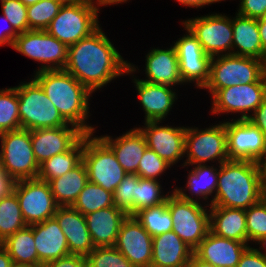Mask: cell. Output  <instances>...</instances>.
<instances>
[{
    "instance_id": "obj_27",
    "label": "cell",
    "mask_w": 266,
    "mask_h": 267,
    "mask_svg": "<svg viewBox=\"0 0 266 267\" xmlns=\"http://www.w3.org/2000/svg\"><path fill=\"white\" fill-rule=\"evenodd\" d=\"M127 216L115 205L85 215L93 245L95 247L115 246L121 224Z\"/></svg>"
},
{
    "instance_id": "obj_22",
    "label": "cell",
    "mask_w": 266,
    "mask_h": 267,
    "mask_svg": "<svg viewBox=\"0 0 266 267\" xmlns=\"http://www.w3.org/2000/svg\"><path fill=\"white\" fill-rule=\"evenodd\" d=\"M188 170L185 187H174L183 200L198 202L211 207L218 184L219 165H196ZM188 192V193H187ZM207 203V204H206Z\"/></svg>"
},
{
    "instance_id": "obj_2",
    "label": "cell",
    "mask_w": 266,
    "mask_h": 267,
    "mask_svg": "<svg viewBox=\"0 0 266 267\" xmlns=\"http://www.w3.org/2000/svg\"><path fill=\"white\" fill-rule=\"evenodd\" d=\"M33 74L32 78L69 124L79 127L86 134H96L95 125L89 123L92 92L65 70Z\"/></svg>"
},
{
    "instance_id": "obj_14",
    "label": "cell",
    "mask_w": 266,
    "mask_h": 267,
    "mask_svg": "<svg viewBox=\"0 0 266 267\" xmlns=\"http://www.w3.org/2000/svg\"><path fill=\"white\" fill-rule=\"evenodd\" d=\"M14 193L27 225L41 223L54 217L58 205L47 181L39 178L18 180Z\"/></svg>"
},
{
    "instance_id": "obj_60",
    "label": "cell",
    "mask_w": 266,
    "mask_h": 267,
    "mask_svg": "<svg viewBox=\"0 0 266 267\" xmlns=\"http://www.w3.org/2000/svg\"><path fill=\"white\" fill-rule=\"evenodd\" d=\"M24 5L26 6H30V5H33L35 3H37L38 1L40 0H20Z\"/></svg>"
},
{
    "instance_id": "obj_11",
    "label": "cell",
    "mask_w": 266,
    "mask_h": 267,
    "mask_svg": "<svg viewBox=\"0 0 266 267\" xmlns=\"http://www.w3.org/2000/svg\"><path fill=\"white\" fill-rule=\"evenodd\" d=\"M12 49L41 66L34 72L64 70L68 47L45 30H28L14 40Z\"/></svg>"
},
{
    "instance_id": "obj_15",
    "label": "cell",
    "mask_w": 266,
    "mask_h": 267,
    "mask_svg": "<svg viewBox=\"0 0 266 267\" xmlns=\"http://www.w3.org/2000/svg\"><path fill=\"white\" fill-rule=\"evenodd\" d=\"M140 73L138 65L129 61V69L126 75H130L134 83L139 104L144 112V121H166L165 119L173 111L178 99V88L164 85L153 84L141 80L135 75ZM177 89V90H176Z\"/></svg>"
},
{
    "instance_id": "obj_42",
    "label": "cell",
    "mask_w": 266,
    "mask_h": 267,
    "mask_svg": "<svg viewBox=\"0 0 266 267\" xmlns=\"http://www.w3.org/2000/svg\"><path fill=\"white\" fill-rule=\"evenodd\" d=\"M170 166L164 159L160 158L153 150L146 148L143 157L139 162L137 175L143 179L160 180Z\"/></svg>"
},
{
    "instance_id": "obj_7",
    "label": "cell",
    "mask_w": 266,
    "mask_h": 267,
    "mask_svg": "<svg viewBox=\"0 0 266 267\" xmlns=\"http://www.w3.org/2000/svg\"><path fill=\"white\" fill-rule=\"evenodd\" d=\"M19 100V116L22 129L35 130L67 126L40 85L31 77L15 86Z\"/></svg>"
},
{
    "instance_id": "obj_59",
    "label": "cell",
    "mask_w": 266,
    "mask_h": 267,
    "mask_svg": "<svg viewBox=\"0 0 266 267\" xmlns=\"http://www.w3.org/2000/svg\"><path fill=\"white\" fill-rule=\"evenodd\" d=\"M56 2L60 3L61 5H69V4H74L77 2H81L83 0H55Z\"/></svg>"
},
{
    "instance_id": "obj_9",
    "label": "cell",
    "mask_w": 266,
    "mask_h": 267,
    "mask_svg": "<svg viewBox=\"0 0 266 267\" xmlns=\"http://www.w3.org/2000/svg\"><path fill=\"white\" fill-rule=\"evenodd\" d=\"M266 98V76L249 84H239L217 90L210 103L212 115H234L229 120H246L261 105ZM233 113V114H232ZM238 114V115H237ZM236 117V118H235Z\"/></svg>"
},
{
    "instance_id": "obj_5",
    "label": "cell",
    "mask_w": 266,
    "mask_h": 267,
    "mask_svg": "<svg viewBox=\"0 0 266 267\" xmlns=\"http://www.w3.org/2000/svg\"><path fill=\"white\" fill-rule=\"evenodd\" d=\"M184 167L220 165L229 160L227 154L225 118L206 128L187 126L184 148Z\"/></svg>"
},
{
    "instance_id": "obj_32",
    "label": "cell",
    "mask_w": 266,
    "mask_h": 267,
    "mask_svg": "<svg viewBox=\"0 0 266 267\" xmlns=\"http://www.w3.org/2000/svg\"><path fill=\"white\" fill-rule=\"evenodd\" d=\"M84 150V136L68 151L52 156L39 166L38 177L49 182L61 177L82 162Z\"/></svg>"
},
{
    "instance_id": "obj_53",
    "label": "cell",
    "mask_w": 266,
    "mask_h": 267,
    "mask_svg": "<svg viewBox=\"0 0 266 267\" xmlns=\"http://www.w3.org/2000/svg\"><path fill=\"white\" fill-rule=\"evenodd\" d=\"M13 261L9 253L0 245V267H12Z\"/></svg>"
},
{
    "instance_id": "obj_50",
    "label": "cell",
    "mask_w": 266,
    "mask_h": 267,
    "mask_svg": "<svg viewBox=\"0 0 266 267\" xmlns=\"http://www.w3.org/2000/svg\"><path fill=\"white\" fill-rule=\"evenodd\" d=\"M16 182L5 170L0 174V200L14 192Z\"/></svg>"
},
{
    "instance_id": "obj_4",
    "label": "cell",
    "mask_w": 266,
    "mask_h": 267,
    "mask_svg": "<svg viewBox=\"0 0 266 267\" xmlns=\"http://www.w3.org/2000/svg\"><path fill=\"white\" fill-rule=\"evenodd\" d=\"M100 10L94 0L62 5L45 31L69 47L101 26Z\"/></svg>"
},
{
    "instance_id": "obj_58",
    "label": "cell",
    "mask_w": 266,
    "mask_h": 267,
    "mask_svg": "<svg viewBox=\"0 0 266 267\" xmlns=\"http://www.w3.org/2000/svg\"><path fill=\"white\" fill-rule=\"evenodd\" d=\"M12 267H43V264H19V263H13Z\"/></svg>"
},
{
    "instance_id": "obj_1",
    "label": "cell",
    "mask_w": 266,
    "mask_h": 267,
    "mask_svg": "<svg viewBox=\"0 0 266 267\" xmlns=\"http://www.w3.org/2000/svg\"><path fill=\"white\" fill-rule=\"evenodd\" d=\"M121 55L101 26L68 47L64 70L95 93L111 81L127 76L129 61Z\"/></svg>"
},
{
    "instance_id": "obj_3",
    "label": "cell",
    "mask_w": 266,
    "mask_h": 267,
    "mask_svg": "<svg viewBox=\"0 0 266 267\" xmlns=\"http://www.w3.org/2000/svg\"><path fill=\"white\" fill-rule=\"evenodd\" d=\"M266 195L258 162L227 160L219 165L211 206L248 209Z\"/></svg>"
},
{
    "instance_id": "obj_51",
    "label": "cell",
    "mask_w": 266,
    "mask_h": 267,
    "mask_svg": "<svg viewBox=\"0 0 266 267\" xmlns=\"http://www.w3.org/2000/svg\"><path fill=\"white\" fill-rule=\"evenodd\" d=\"M180 5H184L186 8L191 7L194 9L203 8L210 5V0H175Z\"/></svg>"
},
{
    "instance_id": "obj_54",
    "label": "cell",
    "mask_w": 266,
    "mask_h": 267,
    "mask_svg": "<svg viewBox=\"0 0 266 267\" xmlns=\"http://www.w3.org/2000/svg\"><path fill=\"white\" fill-rule=\"evenodd\" d=\"M95 3L97 4V6L99 7V9L103 6V7H108L112 6V5H118V4H124V3H129L130 0H94Z\"/></svg>"
},
{
    "instance_id": "obj_25",
    "label": "cell",
    "mask_w": 266,
    "mask_h": 267,
    "mask_svg": "<svg viewBox=\"0 0 266 267\" xmlns=\"http://www.w3.org/2000/svg\"><path fill=\"white\" fill-rule=\"evenodd\" d=\"M54 218L65 234L70 254L87 257L95 246L85 216L72 206H58Z\"/></svg>"
},
{
    "instance_id": "obj_48",
    "label": "cell",
    "mask_w": 266,
    "mask_h": 267,
    "mask_svg": "<svg viewBox=\"0 0 266 267\" xmlns=\"http://www.w3.org/2000/svg\"><path fill=\"white\" fill-rule=\"evenodd\" d=\"M248 120L266 136V98Z\"/></svg>"
},
{
    "instance_id": "obj_41",
    "label": "cell",
    "mask_w": 266,
    "mask_h": 267,
    "mask_svg": "<svg viewBox=\"0 0 266 267\" xmlns=\"http://www.w3.org/2000/svg\"><path fill=\"white\" fill-rule=\"evenodd\" d=\"M87 267H135L115 247H95L86 257Z\"/></svg>"
},
{
    "instance_id": "obj_31",
    "label": "cell",
    "mask_w": 266,
    "mask_h": 267,
    "mask_svg": "<svg viewBox=\"0 0 266 267\" xmlns=\"http://www.w3.org/2000/svg\"><path fill=\"white\" fill-rule=\"evenodd\" d=\"M87 182V170L82 161L68 173L48 183L58 206H72Z\"/></svg>"
},
{
    "instance_id": "obj_35",
    "label": "cell",
    "mask_w": 266,
    "mask_h": 267,
    "mask_svg": "<svg viewBox=\"0 0 266 267\" xmlns=\"http://www.w3.org/2000/svg\"><path fill=\"white\" fill-rule=\"evenodd\" d=\"M114 206L113 193L100 185L87 182L72 207L84 216L102 208Z\"/></svg>"
},
{
    "instance_id": "obj_33",
    "label": "cell",
    "mask_w": 266,
    "mask_h": 267,
    "mask_svg": "<svg viewBox=\"0 0 266 267\" xmlns=\"http://www.w3.org/2000/svg\"><path fill=\"white\" fill-rule=\"evenodd\" d=\"M0 245L9 253L13 263L41 264L33 237V225L17 230L7 237Z\"/></svg>"
},
{
    "instance_id": "obj_62",
    "label": "cell",
    "mask_w": 266,
    "mask_h": 267,
    "mask_svg": "<svg viewBox=\"0 0 266 267\" xmlns=\"http://www.w3.org/2000/svg\"><path fill=\"white\" fill-rule=\"evenodd\" d=\"M4 171V167H3V160H2V155L0 152V174Z\"/></svg>"
},
{
    "instance_id": "obj_49",
    "label": "cell",
    "mask_w": 266,
    "mask_h": 267,
    "mask_svg": "<svg viewBox=\"0 0 266 267\" xmlns=\"http://www.w3.org/2000/svg\"><path fill=\"white\" fill-rule=\"evenodd\" d=\"M0 20L5 21L8 25L7 28L1 29L0 32V47L2 46H9L12 48L14 40L19 35L13 26L10 24V22L7 20V18L3 15Z\"/></svg>"
},
{
    "instance_id": "obj_43",
    "label": "cell",
    "mask_w": 266,
    "mask_h": 267,
    "mask_svg": "<svg viewBox=\"0 0 266 267\" xmlns=\"http://www.w3.org/2000/svg\"><path fill=\"white\" fill-rule=\"evenodd\" d=\"M133 197H136V174H127L113 193L114 205L133 216Z\"/></svg>"
},
{
    "instance_id": "obj_55",
    "label": "cell",
    "mask_w": 266,
    "mask_h": 267,
    "mask_svg": "<svg viewBox=\"0 0 266 267\" xmlns=\"http://www.w3.org/2000/svg\"><path fill=\"white\" fill-rule=\"evenodd\" d=\"M258 163L260 166L262 185H263V188L266 192V153L264 154L263 158Z\"/></svg>"
},
{
    "instance_id": "obj_61",
    "label": "cell",
    "mask_w": 266,
    "mask_h": 267,
    "mask_svg": "<svg viewBox=\"0 0 266 267\" xmlns=\"http://www.w3.org/2000/svg\"><path fill=\"white\" fill-rule=\"evenodd\" d=\"M258 23H266V12L258 19Z\"/></svg>"
},
{
    "instance_id": "obj_40",
    "label": "cell",
    "mask_w": 266,
    "mask_h": 267,
    "mask_svg": "<svg viewBox=\"0 0 266 267\" xmlns=\"http://www.w3.org/2000/svg\"><path fill=\"white\" fill-rule=\"evenodd\" d=\"M61 7L55 0H40L27 6L29 30H45Z\"/></svg>"
},
{
    "instance_id": "obj_38",
    "label": "cell",
    "mask_w": 266,
    "mask_h": 267,
    "mask_svg": "<svg viewBox=\"0 0 266 267\" xmlns=\"http://www.w3.org/2000/svg\"><path fill=\"white\" fill-rule=\"evenodd\" d=\"M21 129L19 100L15 86L0 89V134Z\"/></svg>"
},
{
    "instance_id": "obj_10",
    "label": "cell",
    "mask_w": 266,
    "mask_h": 267,
    "mask_svg": "<svg viewBox=\"0 0 266 267\" xmlns=\"http://www.w3.org/2000/svg\"><path fill=\"white\" fill-rule=\"evenodd\" d=\"M166 202L172 217V230L194 250L210 231L209 207L183 200L173 191Z\"/></svg>"
},
{
    "instance_id": "obj_26",
    "label": "cell",
    "mask_w": 266,
    "mask_h": 267,
    "mask_svg": "<svg viewBox=\"0 0 266 267\" xmlns=\"http://www.w3.org/2000/svg\"><path fill=\"white\" fill-rule=\"evenodd\" d=\"M33 237L41 264L70 254L65 234L54 217L33 224Z\"/></svg>"
},
{
    "instance_id": "obj_13",
    "label": "cell",
    "mask_w": 266,
    "mask_h": 267,
    "mask_svg": "<svg viewBox=\"0 0 266 267\" xmlns=\"http://www.w3.org/2000/svg\"><path fill=\"white\" fill-rule=\"evenodd\" d=\"M0 152L4 170L16 181L38 177L40 165L33 152L29 130L21 128L1 133Z\"/></svg>"
},
{
    "instance_id": "obj_46",
    "label": "cell",
    "mask_w": 266,
    "mask_h": 267,
    "mask_svg": "<svg viewBox=\"0 0 266 267\" xmlns=\"http://www.w3.org/2000/svg\"><path fill=\"white\" fill-rule=\"evenodd\" d=\"M237 267H266V258L256 246H249L241 255Z\"/></svg>"
},
{
    "instance_id": "obj_57",
    "label": "cell",
    "mask_w": 266,
    "mask_h": 267,
    "mask_svg": "<svg viewBox=\"0 0 266 267\" xmlns=\"http://www.w3.org/2000/svg\"><path fill=\"white\" fill-rule=\"evenodd\" d=\"M256 245L258 250L263 254V256L266 258V237H264L261 241H259ZM264 250V251H263Z\"/></svg>"
},
{
    "instance_id": "obj_30",
    "label": "cell",
    "mask_w": 266,
    "mask_h": 267,
    "mask_svg": "<svg viewBox=\"0 0 266 267\" xmlns=\"http://www.w3.org/2000/svg\"><path fill=\"white\" fill-rule=\"evenodd\" d=\"M209 213L212 233L248 244L245 209L211 206Z\"/></svg>"
},
{
    "instance_id": "obj_23",
    "label": "cell",
    "mask_w": 266,
    "mask_h": 267,
    "mask_svg": "<svg viewBox=\"0 0 266 267\" xmlns=\"http://www.w3.org/2000/svg\"><path fill=\"white\" fill-rule=\"evenodd\" d=\"M248 247L244 242L222 238L209 231L193 253L215 267H237L241 255Z\"/></svg>"
},
{
    "instance_id": "obj_17",
    "label": "cell",
    "mask_w": 266,
    "mask_h": 267,
    "mask_svg": "<svg viewBox=\"0 0 266 267\" xmlns=\"http://www.w3.org/2000/svg\"><path fill=\"white\" fill-rule=\"evenodd\" d=\"M225 129L229 160L259 162L263 158L266 153V136L248 119H226Z\"/></svg>"
},
{
    "instance_id": "obj_34",
    "label": "cell",
    "mask_w": 266,
    "mask_h": 267,
    "mask_svg": "<svg viewBox=\"0 0 266 267\" xmlns=\"http://www.w3.org/2000/svg\"><path fill=\"white\" fill-rule=\"evenodd\" d=\"M133 216L152 237L172 231L173 222L166 201L156 206L143 208Z\"/></svg>"
},
{
    "instance_id": "obj_21",
    "label": "cell",
    "mask_w": 266,
    "mask_h": 267,
    "mask_svg": "<svg viewBox=\"0 0 266 267\" xmlns=\"http://www.w3.org/2000/svg\"><path fill=\"white\" fill-rule=\"evenodd\" d=\"M151 48L145 55V67L141 72H145L143 73L145 78L143 77L141 80L172 87L184 85L179 72L178 56L174 45L172 44L165 49L162 47Z\"/></svg>"
},
{
    "instance_id": "obj_20",
    "label": "cell",
    "mask_w": 266,
    "mask_h": 267,
    "mask_svg": "<svg viewBox=\"0 0 266 267\" xmlns=\"http://www.w3.org/2000/svg\"><path fill=\"white\" fill-rule=\"evenodd\" d=\"M85 134L83 130L73 124L30 130L37 163L40 165L52 156L70 150Z\"/></svg>"
},
{
    "instance_id": "obj_29",
    "label": "cell",
    "mask_w": 266,
    "mask_h": 267,
    "mask_svg": "<svg viewBox=\"0 0 266 267\" xmlns=\"http://www.w3.org/2000/svg\"><path fill=\"white\" fill-rule=\"evenodd\" d=\"M236 15V16H235ZM232 17V54L266 61L258 29V19L235 13Z\"/></svg>"
},
{
    "instance_id": "obj_45",
    "label": "cell",
    "mask_w": 266,
    "mask_h": 267,
    "mask_svg": "<svg viewBox=\"0 0 266 267\" xmlns=\"http://www.w3.org/2000/svg\"><path fill=\"white\" fill-rule=\"evenodd\" d=\"M237 12L239 15L260 19L266 12V0H240Z\"/></svg>"
},
{
    "instance_id": "obj_28",
    "label": "cell",
    "mask_w": 266,
    "mask_h": 267,
    "mask_svg": "<svg viewBox=\"0 0 266 267\" xmlns=\"http://www.w3.org/2000/svg\"><path fill=\"white\" fill-rule=\"evenodd\" d=\"M193 249L173 230L153 237L150 267H185Z\"/></svg>"
},
{
    "instance_id": "obj_18",
    "label": "cell",
    "mask_w": 266,
    "mask_h": 267,
    "mask_svg": "<svg viewBox=\"0 0 266 267\" xmlns=\"http://www.w3.org/2000/svg\"><path fill=\"white\" fill-rule=\"evenodd\" d=\"M138 126L146 139L147 148L153 150L160 158L164 159L174 168L178 162L184 168V148L187 126H171L164 121L142 122Z\"/></svg>"
},
{
    "instance_id": "obj_8",
    "label": "cell",
    "mask_w": 266,
    "mask_h": 267,
    "mask_svg": "<svg viewBox=\"0 0 266 267\" xmlns=\"http://www.w3.org/2000/svg\"><path fill=\"white\" fill-rule=\"evenodd\" d=\"M82 161L87 170L88 181L114 193L127 175L116 159L112 149L94 133L84 135Z\"/></svg>"
},
{
    "instance_id": "obj_6",
    "label": "cell",
    "mask_w": 266,
    "mask_h": 267,
    "mask_svg": "<svg viewBox=\"0 0 266 267\" xmlns=\"http://www.w3.org/2000/svg\"><path fill=\"white\" fill-rule=\"evenodd\" d=\"M265 75V61L252 57L228 54L212 57L210 75L202 90L210 97L223 88L259 81Z\"/></svg>"
},
{
    "instance_id": "obj_39",
    "label": "cell",
    "mask_w": 266,
    "mask_h": 267,
    "mask_svg": "<svg viewBox=\"0 0 266 267\" xmlns=\"http://www.w3.org/2000/svg\"><path fill=\"white\" fill-rule=\"evenodd\" d=\"M246 228L249 246L266 237V195L246 209Z\"/></svg>"
},
{
    "instance_id": "obj_52",
    "label": "cell",
    "mask_w": 266,
    "mask_h": 267,
    "mask_svg": "<svg viewBox=\"0 0 266 267\" xmlns=\"http://www.w3.org/2000/svg\"><path fill=\"white\" fill-rule=\"evenodd\" d=\"M185 267H215L212 264L199 259L194 253Z\"/></svg>"
},
{
    "instance_id": "obj_56",
    "label": "cell",
    "mask_w": 266,
    "mask_h": 267,
    "mask_svg": "<svg viewBox=\"0 0 266 267\" xmlns=\"http://www.w3.org/2000/svg\"><path fill=\"white\" fill-rule=\"evenodd\" d=\"M259 35L261 38L263 50L266 53V23H258Z\"/></svg>"
},
{
    "instance_id": "obj_36",
    "label": "cell",
    "mask_w": 266,
    "mask_h": 267,
    "mask_svg": "<svg viewBox=\"0 0 266 267\" xmlns=\"http://www.w3.org/2000/svg\"><path fill=\"white\" fill-rule=\"evenodd\" d=\"M162 181L143 179L136 174V197H133V215L143 208L164 203L173 190L165 193Z\"/></svg>"
},
{
    "instance_id": "obj_37",
    "label": "cell",
    "mask_w": 266,
    "mask_h": 267,
    "mask_svg": "<svg viewBox=\"0 0 266 267\" xmlns=\"http://www.w3.org/2000/svg\"><path fill=\"white\" fill-rule=\"evenodd\" d=\"M26 226L16 194L0 200V243Z\"/></svg>"
},
{
    "instance_id": "obj_44",
    "label": "cell",
    "mask_w": 266,
    "mask_h": 267,
    "mask_svg": "<svg viewBox=\"0 0 266 267\" xmlns=\"http://www.w3.org/2000/svg\"><path fill=\"white\" fill-rule=\"evenodd\" d=\"M4 15L15 31L20 34L29 30L27 6L20 0H0Z\"/></svg>"
},
{
    "instance_id": "obj_19",
    "label": "cell",
    "mask_w": 266,
    "mask_h": 267,
    "mask_svg": "<svg viewBox=\"0 0 266 267\" xmlns=\"http://www.w3.org/2000/svg\"><path fill=\"white\" fill-rule=\"evenodd\" d=\"M153 237L134 216H127L118 232L115 247L135 267H150Z\"/></svg>"
},
{
    "instance_id": "obj_63",
    "label": "cell",
    "mask_w": 266,
    "mask_h": 267,
    "mask_svg": "<svg viewBox=\"0 0 266 267\" xmlns=\"http://www.w3.org/2000/svg\"><path fill=\"white\" fill-rule=\"evenodd\" d=\"M222 1H226V0H210V5L216 4L217 2L221 3Z\"/></svg>"
},
{
    "instance_id": "obj_47",
    "label": "cell",
    "mask_w": 266,
    "mask_h": 267,
    "mask_svg": "<svg viewBox=\"0 0 266 267\" xmlns=\"http://www.w3.org/2000/svg\"><path fill=\"white\" fill-rule=\"evenodd\" d=\"M43 267H87V259L81 255L69 254L43 264Z\"/></svg>"
},
{
    "instance_id": "obj_16",
    "label": "cell",
    "mask_w": 266,
    "mask_h": 267,
    "mask_svg": "<svg viewBox=\"0 0 266 267\" xmlns=\"http://www.w3.org/2000/svg\"><path fill=\"white\" fill-rule=\"evenodd\" d=\"M181 25L186 31L185 34L176 42H172L178 56L179 72L185 86L193 84L201 90L208 82L212 57L204 52L192 32L183 24Z\"/></svg>"
},
{
    "instance_id": "obj_24",
    "label": "cell",
    "mask_w": 266,
    "mask_h": 267,
    "mask_svg": "<svg viewBox=\"0 0 266 267\" xmlns=\"http://www.w3.org/2000/svg\"><path fill=\"white\" fill-rule=\"evenodd\" d=\"M113 151L117 161L127 174H137L139 162L147 148L144 134L133 127L118 136L108 134L99 136Z\"/></svg>"
},
{
    "instance_id": "obj_12",
    "label": "cell",
    "mask_w": 266,
    "mask_h": 267,
    "mask_svg": "<svg viewBox=\"0 0 266 267\" xmlns=\"http://www.w3.org/2000/svg\"><path fill=\"white\" fill-rule=\"evenodd\" d=\"M181 23L197 38L207 55L215 57L232 54V16L213 12L187 18Z\"/></svg>"
}]
</instances>
